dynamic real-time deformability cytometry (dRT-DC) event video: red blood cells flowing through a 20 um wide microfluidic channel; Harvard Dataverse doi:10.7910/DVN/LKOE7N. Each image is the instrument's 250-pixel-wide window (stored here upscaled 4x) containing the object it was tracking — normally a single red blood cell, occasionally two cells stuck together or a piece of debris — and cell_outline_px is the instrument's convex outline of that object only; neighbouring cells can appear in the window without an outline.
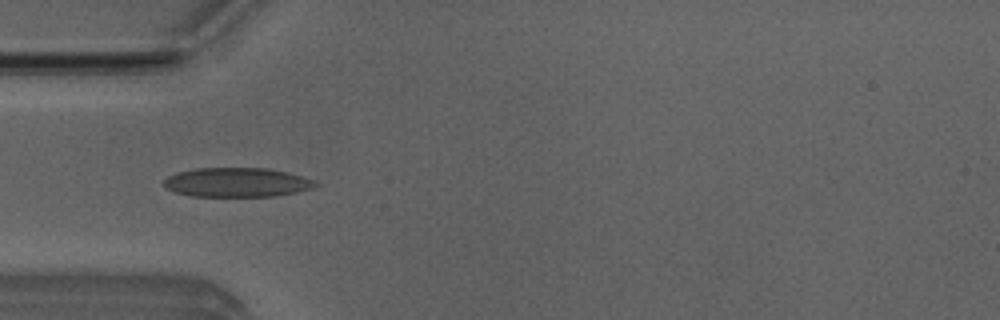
{"species": "Egyptian fruit bat (a non-hibernating species)", "species_latin": "Rousettus aegyptiacus", "temperature_condition": "room temperature", "stored_images_in_passage": 7, "camera_frame_rate_fps": 3000, "um_per_image_px": 0.085, "animal": {"sex": "male"}, "frame": {"image": 1, "passage_image": 4, "time_ms": 1.0, "image_size_px": [1000, 320], "cell_outline_px": [[320, 184], [316, 188], [276, 196], [192, 196], [176, 192], [164, 188], [164, 180], [168, 176], [180, 172], [196, 168], [268, 168], [288, 172], [316, 180]], "centroid_in_image_um": [20.2, 15.5], "position_along_channel_um": 64.8, "area_um2": 26.01}}
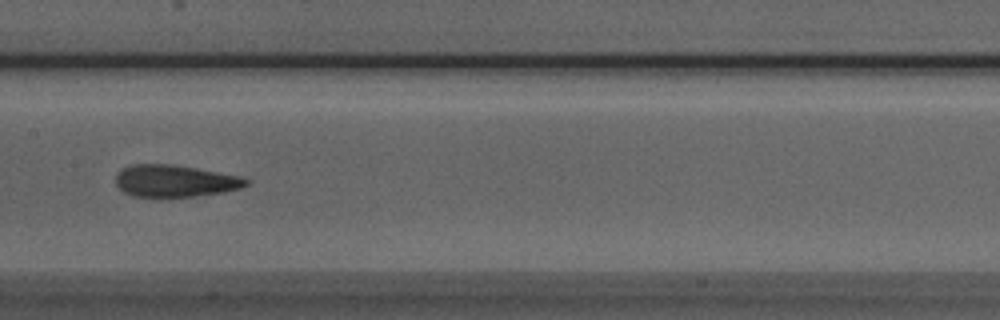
{"frame": {"image": 2, "passage_image": 7, "time_ms": 2.0, "image_size_px": [1000, 320], "cell_outline_px": [[252, 180], [248, 184], [240, 188], [224, 192], [160, 200], [132, 196], [124, 192], [116, 184], [116, 176], [124, 168], [132, 164], [172, 164], [196, 168], [240, 176]], "centroid_in_image_um": [14.86, 15.42], "position_along_channel_um": 192.5, "area_um2": 24.91}}